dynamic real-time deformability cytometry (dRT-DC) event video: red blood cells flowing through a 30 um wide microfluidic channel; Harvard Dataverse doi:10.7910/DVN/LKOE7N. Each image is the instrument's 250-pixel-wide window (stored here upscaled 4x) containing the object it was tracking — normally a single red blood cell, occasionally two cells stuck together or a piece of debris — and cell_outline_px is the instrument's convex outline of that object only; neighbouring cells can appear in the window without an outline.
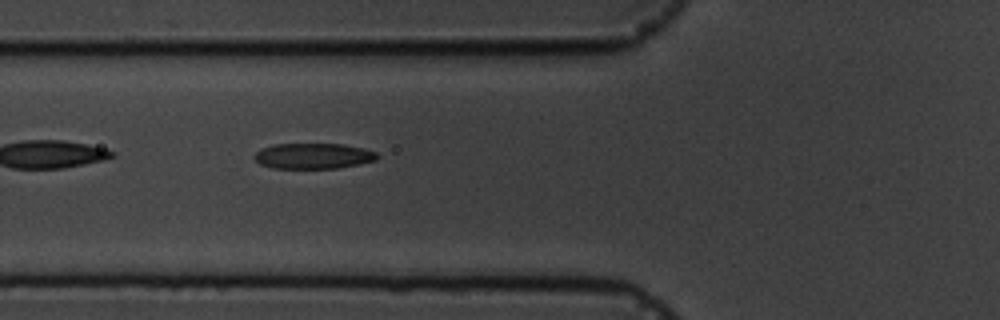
{"species": "common noctule bat (a hibernating species)", "species_latin": "Nyctalus noctula", "temperature_condition": "cold", "stored_images_in_passage": 5, "camera_frame_rate_fps": 3000, "um_per_image_px": 0.085, "animal": {"sex": "male", "body_mass_g": 19.5, "forearm_length_mm": 54.6}, "frame": {"image": 1, "passage_image": 5, "time_ms": 4.667, "image_size_px": [1000, 320], "cell_outline_px": [[380, 156], [376, 160], [336, 168], [272, 168], [260, 164], [252, 156], [260, 148], [276, 144], [344, 144], [364, 148], [376, 152]], "centroid_in_image_um": [26.61, 13.25], "position_along_channel_um": 99.2, "area_um2": 18.32}}